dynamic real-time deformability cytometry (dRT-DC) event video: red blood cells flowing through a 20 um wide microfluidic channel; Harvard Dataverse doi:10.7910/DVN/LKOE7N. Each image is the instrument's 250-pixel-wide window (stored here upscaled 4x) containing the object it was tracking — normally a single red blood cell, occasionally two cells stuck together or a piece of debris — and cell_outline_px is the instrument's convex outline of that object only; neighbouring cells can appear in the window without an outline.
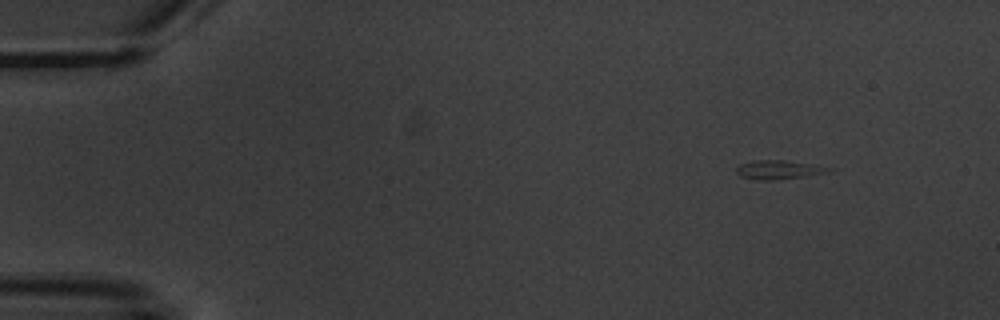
{"species": "common noctule bat (a hibernating species)", "species_latin": "Nyctalus noctula", "temperature_condition": "warm", "stored_images_in_passage": 5, "camera_frame_rate_fps": 3000, "um_per_image_px": 0.085, "animal": {"sex": "male", "body_mass_g": 20.1, "forearm_length_mm": 53.5}, "frame": {"image": 1, "passage_image": 2, "time_ms": 1.333, "image_size_px": [1000, 320], "cell_outline_px": [[836, 168], [832, 172], [776, 180], [756, 180], [740, 176], [736, 172], [736, 168], [740, 164], [756, 160], [784, 160]], "centroid_in_image_um": [66.21, 14.43], "position_along_channel_um": 18.8, "area_um2": 10.23}}